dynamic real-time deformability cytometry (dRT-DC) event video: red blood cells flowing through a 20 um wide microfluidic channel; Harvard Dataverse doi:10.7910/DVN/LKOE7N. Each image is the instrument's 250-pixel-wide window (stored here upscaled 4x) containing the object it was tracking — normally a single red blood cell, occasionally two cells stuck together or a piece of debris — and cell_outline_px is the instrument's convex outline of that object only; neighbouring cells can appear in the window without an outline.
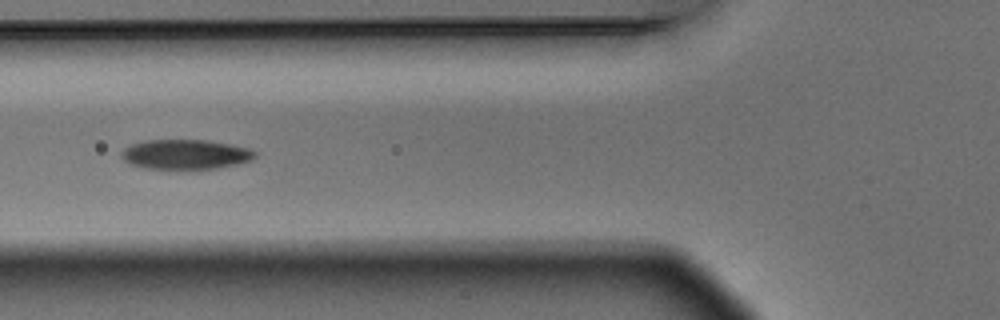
{"species": "Egyptian fruit bat (a non-hibernating species)", "species_latin": "Rousettus aegyptiacus", "temperature_condition": "warm", "stored_images_in_passage": 8, "camera_frame_rate_fps": 3000, "um_per_image_px": 0.085, "animal": {"sex": "male"}, "frame": {"image": 1, "passage_image": 4, "time_ms": 1.0, "image_size_px": [1000, 320], "cell_outline_px": [[256, 156], [252, 160], [236, 164], [216, 168], [180, 172], [144, 168], [128, 164], [120, 156], [120, 152], [124, 148], [132, 144], [144, 140], [208, 140], [248, 148], [256, 152]], "centroid_in_image_um": [15.7, 13.17], "position_along_channel_um": 110.1, "area_um2": 24.04}}
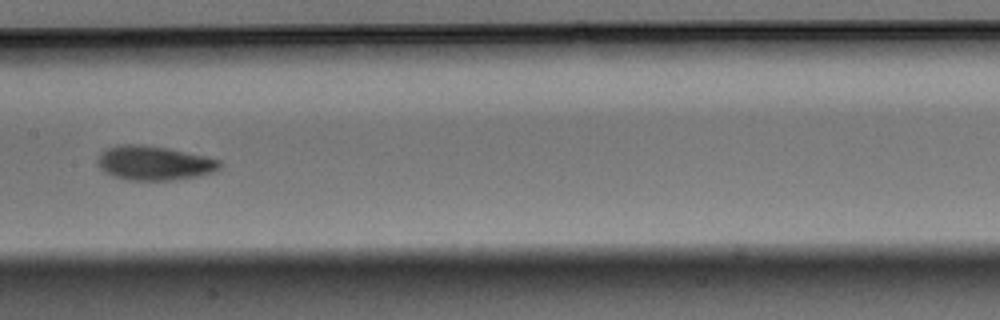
{"frame": {"image": 2, "passage_image": 6, "time_ms": 1.667, "image_size_px": [1000, 320], "cell_outline_px": [[220, 168], [212, 172], [200, 176], [172, 180], [128, 180], [104, 172], [96, 164], [96, 160], [108, 148], [120, 144], [140, 144], [168, 148], [204, 156], [220, 160]], "centroid_in_image_um": [13.1, 13.86], "position_along_channel_um": 194.3, "area_um2": 24.22}}
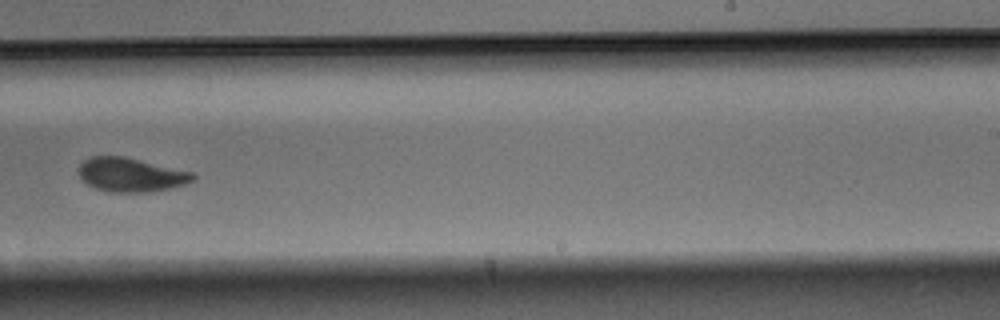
{"frame": {"image": 3, "passage_image": 8, "time_ms": 2.333, "image_size_px": [1000, 320], "cell_outline_px": [[196, 180], [184, 184], [152, 192], [108, 192], [96, 188], [88, 184], [80, 176], [80, 164], [84, 160], [92, 156], [124, 156], [196, 172]], "centroid_in_image_um": [11.19, 14.85], "position_along_channel_um": 277.8, "area_um2": 22.72}}